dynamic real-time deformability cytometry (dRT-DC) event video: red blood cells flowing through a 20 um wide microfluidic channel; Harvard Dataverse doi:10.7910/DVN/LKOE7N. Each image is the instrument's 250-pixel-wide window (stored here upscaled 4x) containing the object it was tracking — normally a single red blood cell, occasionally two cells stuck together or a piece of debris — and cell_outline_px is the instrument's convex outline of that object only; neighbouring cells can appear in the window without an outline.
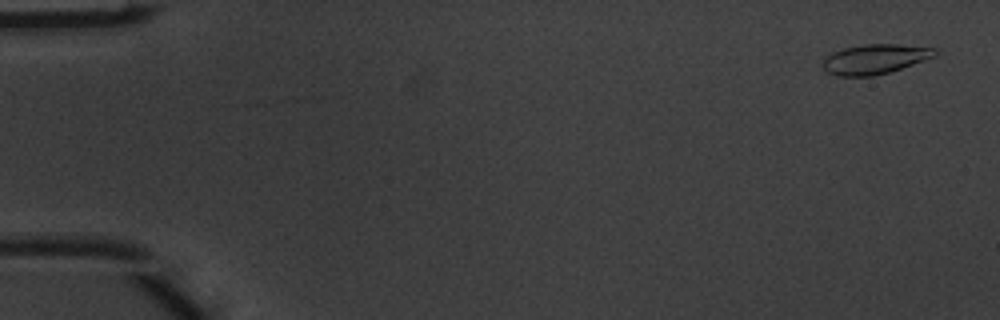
{"species": "common noctule bat (a hibernating species)", "species_latin": "Nyctalus noctula", "temperature_condition": "warm", "stored_images_in_passage": 7, "camera_frame_rate_fps": 3000, "um_per_image_px": 0.085, "animal": {"sex": "male", "body_mass_g": 20.1, "forearm_length_mm": 53.5}, "frame": {"image": 1, "passage_image": 1, "time_ms": 0.0, "image_size_px": [1000, 320], "cell_outline_px": [[936, 56], [888, 72], [872, 76], [836, 76], [828, 72], [824, 68], [824, 60], [832, 52], [844, 48], [864, 44], [896, 44], [936, 48]], "centroid_in_image_um": [74.36, 5.02], "position_along_channel_um": 10.6, "area_um2": 19.13}}
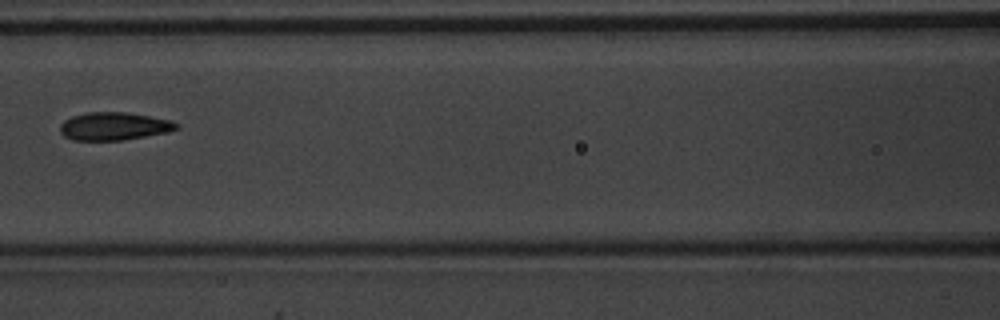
{"frame": {"image": 2, "passage_image": 7, "time_ms": 2.0, "image_size_px": [1000, 320], "cell_outline_px": [[180, 128], [168, 132], [124, 140], [72, 140], [64, 136], [60, 132], [60, 124], [64, 120], [72, 116], [88, 112], [124, 112], [172, 120], [180, 124]], "centroid_in_image_um": [9.7, 10.73], "position_along_channel_um": 156.9, "area_um2": 19.02}}